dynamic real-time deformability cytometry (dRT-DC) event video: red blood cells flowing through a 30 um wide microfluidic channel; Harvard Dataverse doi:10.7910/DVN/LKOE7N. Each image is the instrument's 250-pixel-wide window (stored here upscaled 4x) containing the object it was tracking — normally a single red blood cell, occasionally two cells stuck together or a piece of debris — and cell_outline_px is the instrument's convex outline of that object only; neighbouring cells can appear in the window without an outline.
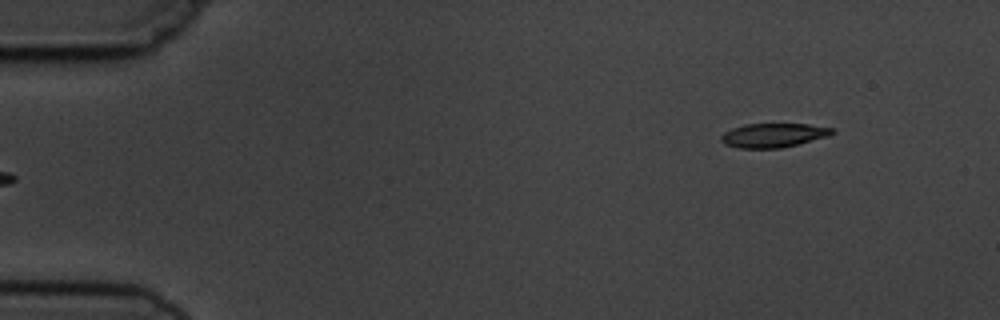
{"species": "common noctule bat (a hibernating species)", "species_latin": "Nyctalus noctula", "temperature_condition": "cold", "stored_images_in_passage": 4, "camera_frame_rate_fps": 3000, "um_per_image_px": 0.085, "animal": {"sex": "male", "body_mass_g": 19.5, "forearm_length_mm": 54.6}, "frame": {"image": 1, "passage_image": 1, "time_ms": 0.0, "image_size_px": [1000, 320], "cell_outline_px": [[836, 132], [828, 136], [780, 148], [740, 148], [724, 144], [720, 140], [720, 136], [724, 132], [732, 128], [744, 124], [808, 124], [836, 128]], "centroid_in_image_um": [65.74, 11.49], "position_along_channel_um": 19.3, "area_um2": 15.61}}
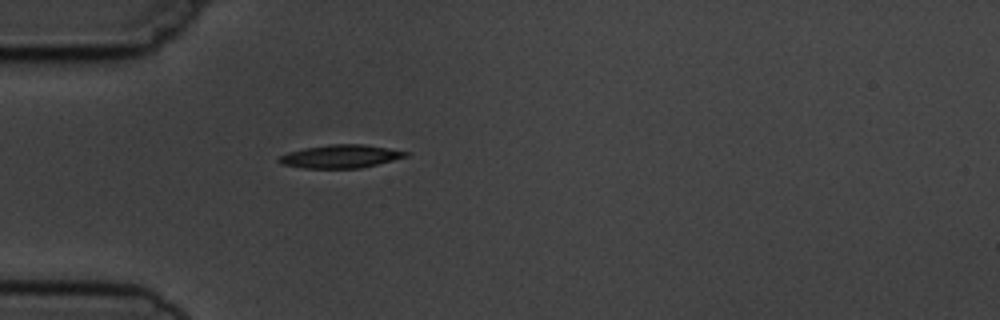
{"frame": {"image": 2, "passage_image": 4, "time_ms": 3.333, "image_size_px": [1000, 320], "cell_outline_px": [[408, 156], [360, 168], [304, 168], [280, 164], [276, 160], [280, 156], [288, 152], [304, 148], [328, 144], [364, 144], [388, 148], [408, 152]], "centroid_in_image_um": [28.9, 13.29], "position_along_channel_um": 56.1, "area_um2": 17.05}}